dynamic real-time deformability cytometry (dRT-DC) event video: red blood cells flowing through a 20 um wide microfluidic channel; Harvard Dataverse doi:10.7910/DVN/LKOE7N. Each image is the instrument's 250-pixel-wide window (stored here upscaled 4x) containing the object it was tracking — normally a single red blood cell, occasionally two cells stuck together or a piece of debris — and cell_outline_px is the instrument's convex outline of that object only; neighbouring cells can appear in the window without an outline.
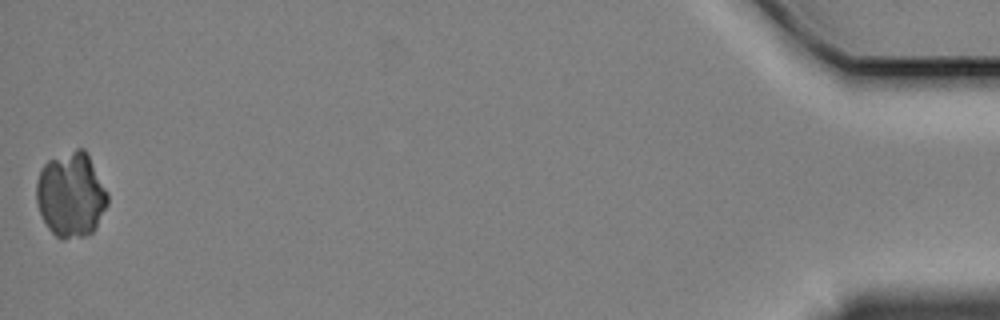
{"species": "Egyptian fruit bat (a non-hibernating species)", "species_latin": "Rousettus aegyptiacus", "temperature_condition": "cold", "stored_images_in_passage": 57, "camera_frame_rate_fps": 3000, "um_per_image_px": 0.085, "animal": {"sex": "female"}, "frame": {"image": 1, "passage_image": 57, "time_ms": 18.667, "image_size_px": [1000, 320], "cell_outline_px": [[108, 204], [96, 228], [88, 236], [64, 240], [60, 240], [48, 228], [40, 212], [36, 200], [36, 184], [40, 172], [44, 164], [48, 160], [76, 148], [84, 148], [108, 192]], "centroid_in_image_um": [6.04, 16.58], "position_along_channel_um": 429.2, "area_um2": 35.43}}